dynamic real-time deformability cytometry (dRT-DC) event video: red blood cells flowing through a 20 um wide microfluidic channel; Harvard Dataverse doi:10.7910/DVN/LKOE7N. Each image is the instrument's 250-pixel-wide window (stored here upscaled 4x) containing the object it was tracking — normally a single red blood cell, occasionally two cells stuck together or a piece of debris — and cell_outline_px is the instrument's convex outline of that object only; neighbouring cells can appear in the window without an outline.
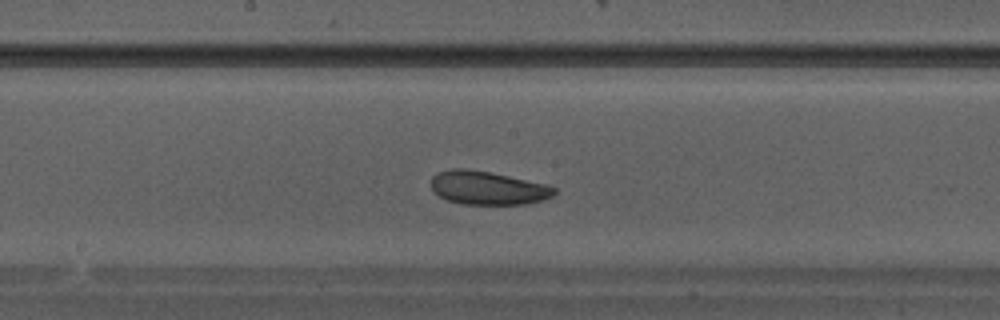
{"species": "Egyptian fruit bat (a non-hibernating species)", "species_latin": "Rousettus aegyptiacus", "temperature_condition": "warm", "stored_images_in_passage": 20, "camera_frame_rate_fps": 3000, "um_per_image_px": 0.085, "animal": {"sex": "male"}, "frame": {"image": 1, "passage_image": 9, "time_ms": 2.667, "image_size_px": [1000, 320], "cell_outline_px": [[556, 192], [552, 196], [544, 200], [524, 204], [460, 204], [448, 200], [432, 192], [432, 176], [436, 172], [452, 168], [468, 168], [508, 176], [544, 184], [556, 188]], "centroid_in_image_um": [41.41, 15.97], "position_along_channel_um": 206.8, "area_um2": 23.99}}
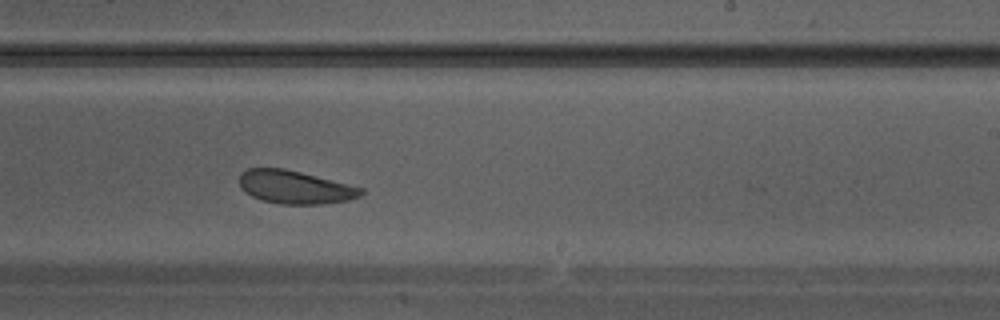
{"frame": {"image": 2, "passage_image": 12, "time_ms": 3.667, "image_size_px": [1000, 320], "cell_outline_px": [[364, 192], [360, 196], [348, 200], [320, 204], [280, 204], [260, 200], [244, 192], [240, 188], [240, 172], [248, 168], [284, 168], [364, 188]], "centroid_in_image_um": [25.04, 15.91], "position_along_channel_um": 264.0, "area_um2": 23.52}}